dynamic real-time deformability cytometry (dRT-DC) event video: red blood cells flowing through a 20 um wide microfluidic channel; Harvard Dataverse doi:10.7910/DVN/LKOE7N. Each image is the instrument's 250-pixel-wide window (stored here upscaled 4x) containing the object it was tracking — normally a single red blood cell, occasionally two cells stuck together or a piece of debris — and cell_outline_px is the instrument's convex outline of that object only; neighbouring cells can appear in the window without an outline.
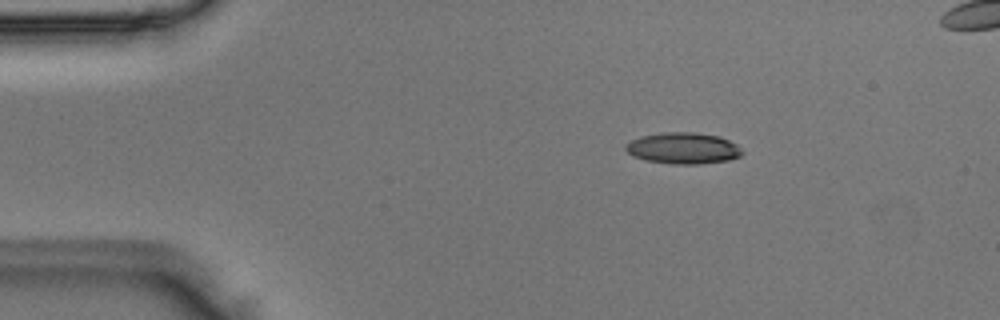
{"species": "Egyptian fruit bat (a non-hibernating species)", "species_latin": "Rousettus aegyptiacus", "temperature_condition": "room temperature", "stored_images_in_passage": 42, "camera_frame_rate_fps": 3000, "um_per_image_px": 0.085, "animal": {"sex": "male"}, "frame": {"image": 1, "passage_image": 1, "time_ms": 0.0, "image_size_px": [1000, 320], "cell_outline_px": [[744, 152], [740, 156], [728, 160], [700, 164], [672, 164], [648, 160], [632, 156], [624, 148], [624, 144], [640, 136], [664, 132], [696, 132], [720, 136], [736, 144]], "centroid_in_image_um": [58.06, 12.59], "position_along_channel_um": 26.9, "area_um2": 21.33}}
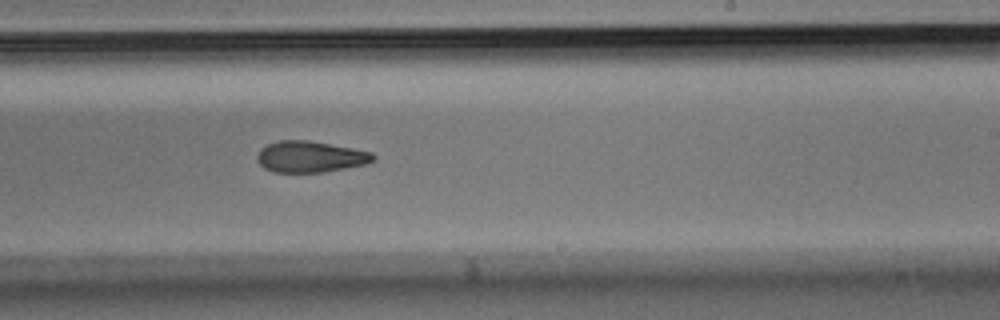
{"frame": {"image": 2, "passage_image": 23, "time_ms": 7.333, "image_size_px": [1000, 320], "cell_outline_px": [[376, 160], [364, 164], [324, 172], [272, 172], [264, 168], [256, 160], [256, 156], [260, 148], [268, 144], [280, 140], [308, 140], [352, 148], [372, 152], [376, 156]], "centroid_in_image_um": [26.35, 13.32], "position_along_channel_um": 262.7, "area_um2": 21.15}}
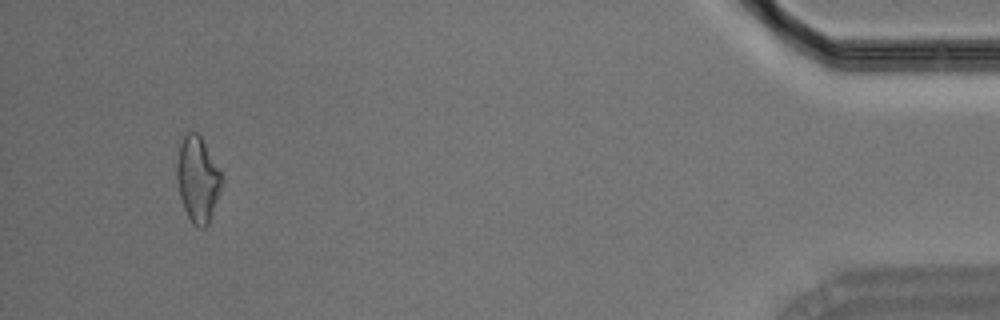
{"frame": {"image": 3, "passage_image": 40, "time_ms": 13.0, "image_size_px": [1000, 320], "cell_outline_px": [[224, 180], [220, 192], [208, 224], [204, 228], [200, 228], [192, 224], [184, 208], [180, 196], [176, 180], [176, 164], [180, 144], [184, 136], [188, 132], [196, 132], [200, 136], [220, 172]], "centroid_in_image_um": [16.79, 15.27], "position_along_channel_um": 418.4, "area_um2": 22.14}}